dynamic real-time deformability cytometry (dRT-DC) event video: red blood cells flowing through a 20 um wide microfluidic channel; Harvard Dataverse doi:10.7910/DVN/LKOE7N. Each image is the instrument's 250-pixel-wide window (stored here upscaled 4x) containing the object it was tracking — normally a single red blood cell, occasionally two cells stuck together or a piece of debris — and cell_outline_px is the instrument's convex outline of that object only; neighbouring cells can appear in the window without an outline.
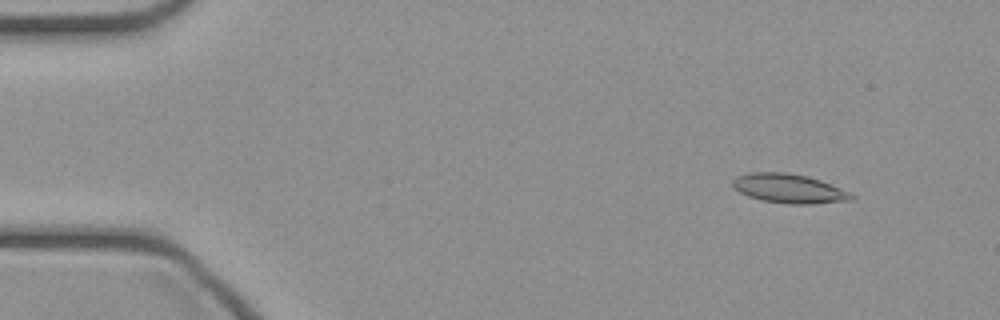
{"species": "common noctule bat (a hibernating species)", "species_latin": "Nyctalus noctula", "temperature_condition": "cold", "stored_images_in_passage": 46, "camera_frame_rate_fps": 3000, "um_per_image_px": 0.085, "animal": {"sex": "female", "body_mass_g": 21.9}, "frame": {"image": 1, "passage_image": 4, "time_ms": 1.0, "image_size_px": [1000, 320], "cell_outline_px": [[856, 196], [852, 200], [812, 204], [788, 204], [764, 200], [748, 196], [732, 188], [732, 180], [736, 176], [748, 172], [784, 172], [808, 176], [820, 180], [852, 192]], "centroid_in_image_um": [67.07, 16.02], "position_along_channel_um": 17.9, "area_um2": 20.4}}
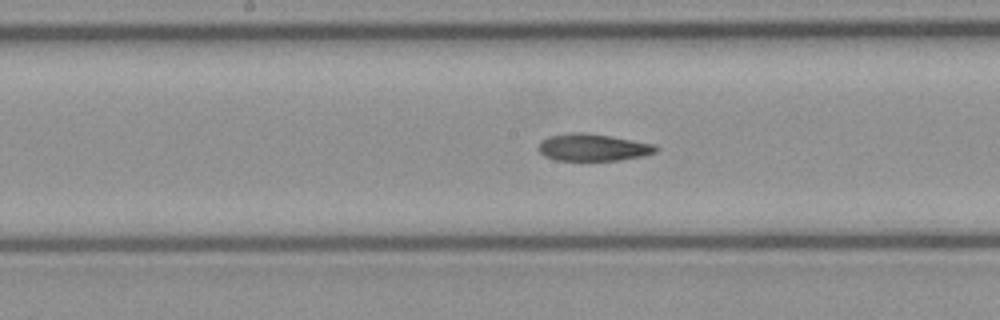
{"frame": {"image": 2, "passage_image": 23, "time_ms": 7.333, "image_size_px": [1000, 320], "cell_outline_px": [[660, 148], [656, 152], [640, 156], [620, 160], [556, 160], [544, 156], [536, 148], [540, 140], [548, 136], [568, 132], [584, 132], [656, 144]], "centroid_in_image_um": [50.35, 12.52], "position_along_channel_um": 197.8, "area_um2": 18.67}}
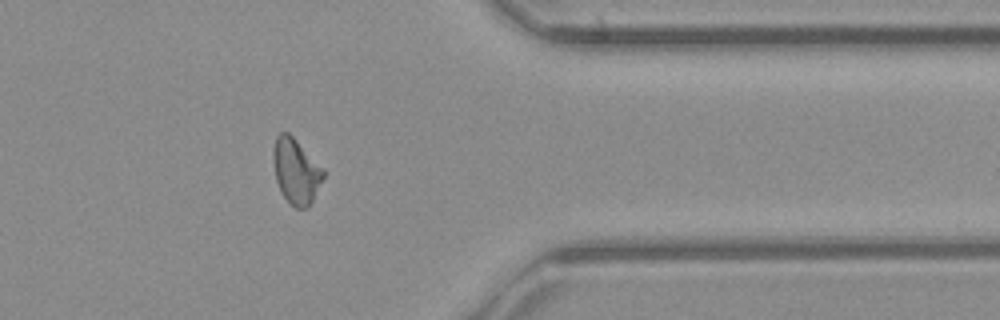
{"frame": {"image": 3, "passage_image": 37, "time_ms": 12.0, "image_size_px": [1000, 320], "cell_outline_px": [[324, 176], [308, 208], [296, 208], [280, 192], [276, 180], [272, 160], [272, 152], [276, 136], [280, 132], [288, 132], [324, 168]], "centroid_in_image_um": [25.14, 14.52], "position_along_channel_um": 386.3, "area_um2": 18.96}}